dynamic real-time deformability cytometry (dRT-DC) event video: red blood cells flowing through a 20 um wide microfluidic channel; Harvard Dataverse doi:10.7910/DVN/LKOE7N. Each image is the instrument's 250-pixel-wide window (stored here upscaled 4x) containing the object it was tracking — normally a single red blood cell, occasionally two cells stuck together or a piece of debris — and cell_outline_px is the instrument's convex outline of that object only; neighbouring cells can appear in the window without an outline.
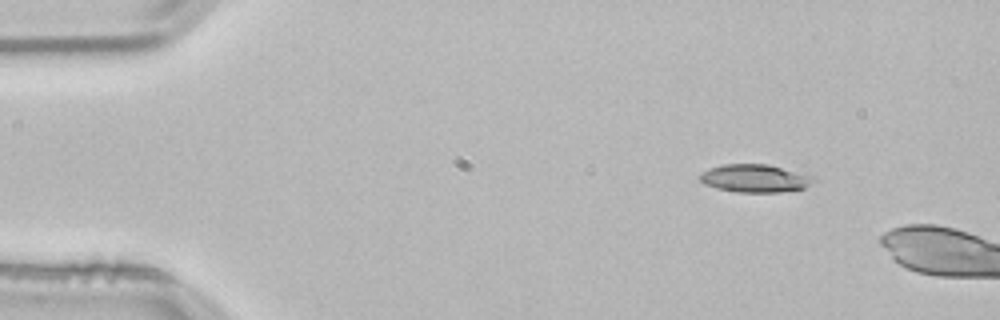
{"species": "common noctule bat (a hibernating species)", "species_latin": "Nyctalus noctula", "temperature_condition": "room temperature", "stored_images_in_passage": 43, "camera_frame_rate_fps": 3000, "um_per_image_px": 0.085, "animal": {"sex": "male", "body_mass_g": 21.5, "forearm_length_mm": 52.0}, "frame": {"image": 1, "passage_image": 1, "time_ms": 0.0, "image_size_px": [1000, 320], "cell_outline_px": [[816, 180], [804, 188], [780, 192], [736, 192], [716, 188], [704, 184], [700, 180], [700, 172], [708, 168], [724, 164], [768, 164], [816, 176]], "centroid_in_image_um": [64.17, 15.15], "position_along_channel_um": 20.8, "area_um2": 18.67}}
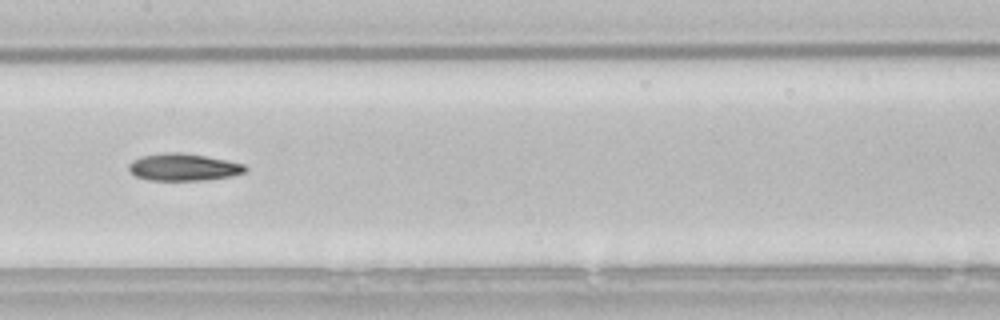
{"frame": {"image": 2, "passage_image": 21, "time_ms": 6.667, "image_size_px": [1000, 320], "cell_outline_px": [[248, 168], [244, 172], [232, 176], [208, 180], [148, 180], [136, 176], [128, 168], [128, 164], [132, 160], [140, 156], [164, 152], [176, 152], [204, 156], [244, 164]], "centroid_in_image_um": [15.57, 14.21], "position_along_channel_um": 191.8, "area_um2": 18.38}}
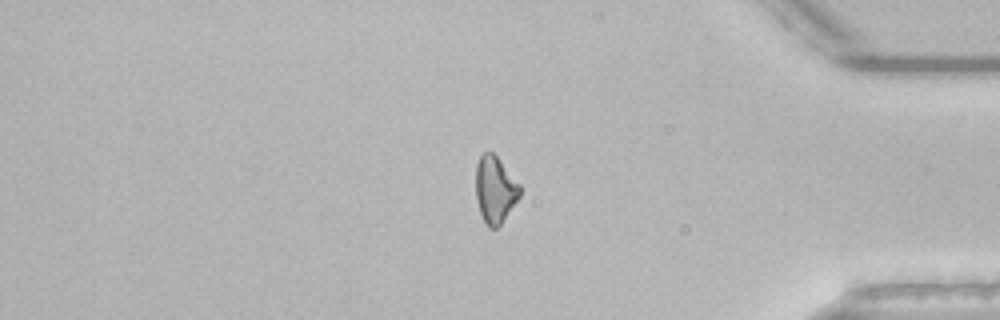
{"frame": {"image": 3, "passage_image": 39, "time_ms": 12.667, "image_size_px": [1000, 320], "cell_outline_px": [[520, 196], [500, 224], [496, 228], [488, 228], [480, 212], [476, 200], [476, 164], [480, 156], [484, 152], [492, 152], [496, 156], [520, 184]], "centroid_in_image_um": [42.06, 16.11], "position_along_channel_um": 393.1, "area_um2": 16.94}}